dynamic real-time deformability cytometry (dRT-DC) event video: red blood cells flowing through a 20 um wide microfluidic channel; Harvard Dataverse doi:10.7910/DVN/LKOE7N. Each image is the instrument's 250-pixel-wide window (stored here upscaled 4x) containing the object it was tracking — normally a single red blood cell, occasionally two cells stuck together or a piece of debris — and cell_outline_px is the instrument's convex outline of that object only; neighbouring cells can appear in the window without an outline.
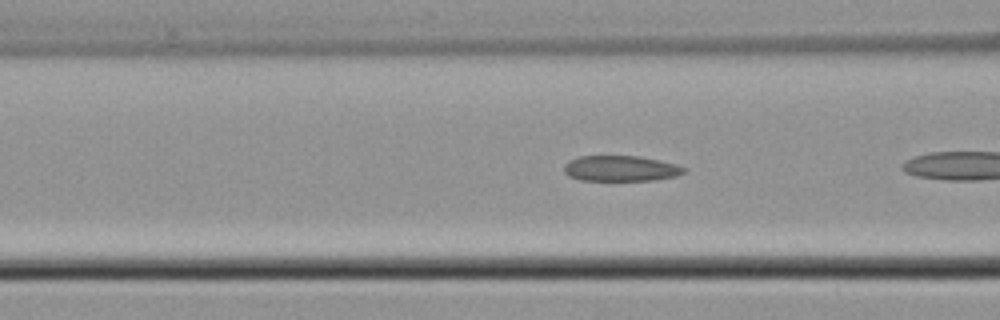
{"species": "common noctule bat (a hibernating species)", "species_latin": "Nyctalus noctula", "temperature_condition": "cold", "stored_images_in_passage": 11, "camera_frame_rate_fps": 3000, "um_per_image_px": 0.085, "animal": {"sex": "male", "body_mass_g": 21.5, "forearm_length_mm": 52.0}, "frame": {"image": 1, "passage_image": 5, "time_ms": 1.333, "image_size_px": [1000, 320], "cell_outline_px": [[688, 168], [684, 172], [676, 176], [652, 180], [580, 180], [568, 176], [564, 172], [564, 164], [568, 160], [580, 156], [640, 156], [660, 160], [676, 164]], "centroid_in_image_um": [52.75, 14.31], "position_along_channel_um": 113.9, "area_um2": 17.98}}